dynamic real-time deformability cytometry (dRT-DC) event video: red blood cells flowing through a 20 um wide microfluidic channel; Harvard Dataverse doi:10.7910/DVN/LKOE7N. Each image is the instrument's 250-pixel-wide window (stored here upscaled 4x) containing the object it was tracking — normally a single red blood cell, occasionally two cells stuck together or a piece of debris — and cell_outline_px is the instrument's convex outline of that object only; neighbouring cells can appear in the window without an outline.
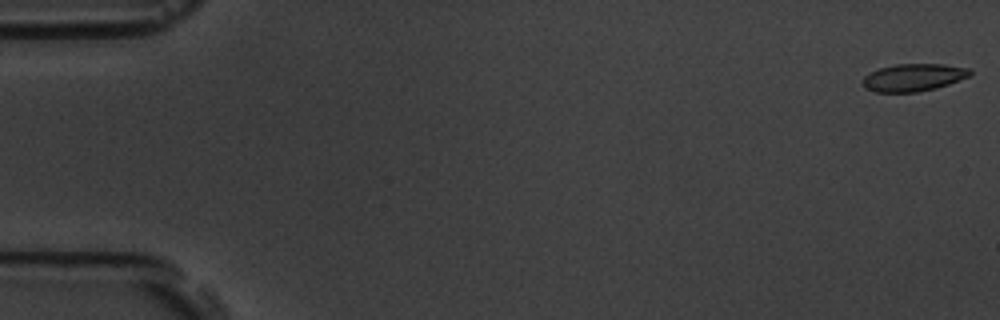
{"species": "common noctule bat (a hibernating species)", "species_latin": "Nyctalus noctula", "temperature_condition": "room temperature", "stored_images_in_passage": 4, "camera_frame_rate_fps": 3000, "um_per_image_px": 0.085, "animal": {"sex": "male", "body_mass_g": 19.5, "forearm_length_mm": 54.6}, "frame": {"image": 1, "passage_image": 1, "time_ms": 0.0, "image_size_px": [1000, 320], "cell_outline_px": [[972, 72], [968, 76], [948, 84], [936, 88], [916, 92], [876, 92], [864, 88], [864, 76], [880, 68], [896, 64], [944, 64], [972, 68]], "centroid_in_image_um": [77.67, 6.58], "position_along_channel_um": 7.3, "area_um2": 17.05}}